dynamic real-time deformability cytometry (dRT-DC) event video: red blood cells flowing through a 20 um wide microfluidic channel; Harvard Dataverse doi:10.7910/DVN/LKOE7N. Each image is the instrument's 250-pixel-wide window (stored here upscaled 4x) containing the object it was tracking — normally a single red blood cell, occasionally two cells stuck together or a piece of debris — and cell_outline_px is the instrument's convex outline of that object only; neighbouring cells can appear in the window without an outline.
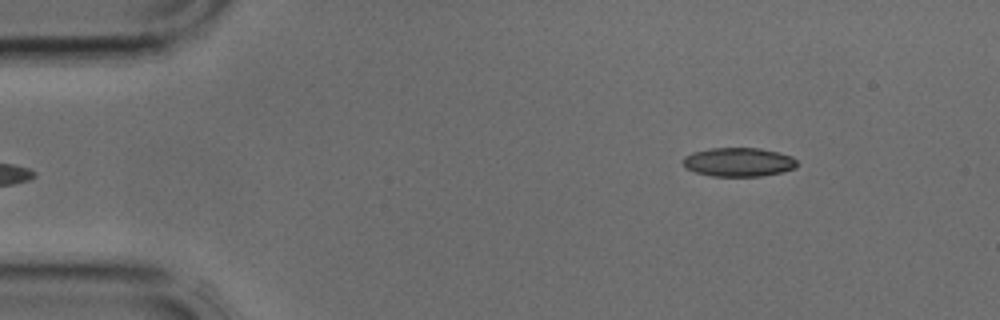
{"species": "common noctule bat (a hibernating species)", "species_latin": "Nyctalus noctula", "temperature_condition": "cold", "stored_images_in_passage": 3, "camera_frame_rate_fps": 3000, "um_per_image_px": 0.085, "animal": {"sex": "male", "body_mass_g": 17.9, "forearm_length_mm": 54.2}, "frame": {"image": 1, "passage_image": 3, "time_ms": 0.667, "image_size_px": [1000, 320], "cell_outline_px": [[796, 168], [784, 172], [760, 176], [712, 176], [696, 172], [684, 168], [680, 160], [684, 156], [696, 152], [712, 148], [760, 148], [792, 156], [796, 160]], "centroid_in_image_um": [62.76, 13.78], "position_along_channel_um": 22.2, "area_um2": 19.25}}